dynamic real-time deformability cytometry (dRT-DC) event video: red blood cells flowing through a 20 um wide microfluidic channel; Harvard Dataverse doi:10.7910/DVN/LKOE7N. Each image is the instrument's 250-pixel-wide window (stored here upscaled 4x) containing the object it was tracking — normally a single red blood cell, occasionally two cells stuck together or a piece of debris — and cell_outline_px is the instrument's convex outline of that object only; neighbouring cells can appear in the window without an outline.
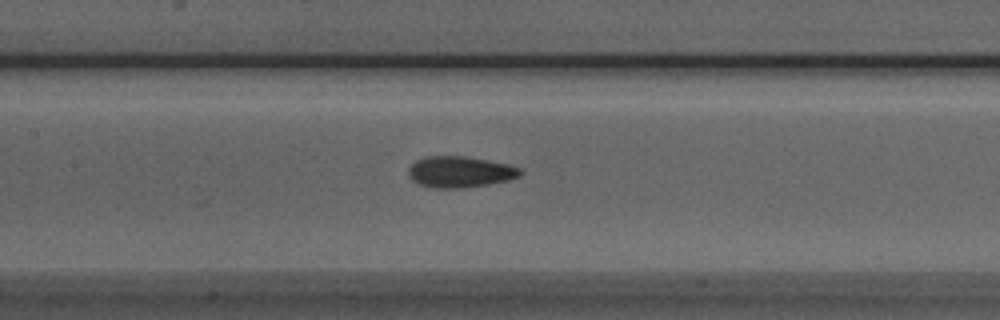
{"species": "Egyptian fruit bat (a non-hibernating species)", "species_latin": "Rousettus aegyptiacus", "temperature_condition": "room temperature", "stored_images_in_passage": 16, "camera_frame_rate_fps": 3000, "um_per_image_px": 0.085, "animal": {"sex": "male"}, "frame": {"image": 1, "passage_image": 14, "time_ms": 4.333, "image_size_px": [1000, 320], "cell_outline_px": [[524, 172], [520, 176], [508, 180], [488, 184], [464, 188], [436, 188], [416, 184], [408, 176], [408, 168], [416, 160], [428, 156], [464, 156], [508, 164], [520, 168]], "centroid_in_image_um": [39.08, 14.62], "position_along_channel_um": 168.3, "area_um2": 20.4}}